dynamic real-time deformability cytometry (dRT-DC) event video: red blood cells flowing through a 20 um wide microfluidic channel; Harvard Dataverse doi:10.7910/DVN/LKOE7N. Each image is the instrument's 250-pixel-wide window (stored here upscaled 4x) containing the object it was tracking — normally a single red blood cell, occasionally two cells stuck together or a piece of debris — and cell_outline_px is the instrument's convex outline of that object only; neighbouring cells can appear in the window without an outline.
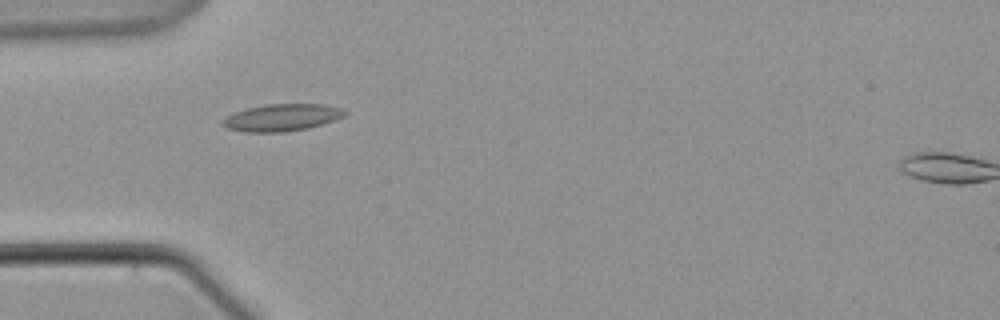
{"species": "common noctule bat (a hibernating species)", "species_latin": "Nyctalus noctula", "temperature_condition": "warm", "stored_images_in_passage": 42, "camera_frame_rate_fps": 3000, "um_per_image_px": 0.085, "animal": {"sex": "male", "body_mass_g": 21.5, "forearm_length_mm": 52.0}, "frame": {"image": 1, "passage_image": 1, "time_ms": 0.0, "image_size_px": [1000, 320], "cell_outline_px": [[348, 112], [344, 116], [336, 120], [308, 128], [284, 132], [244, 132], [228, 128], [220, 124], [220, 120], [236, 112], [248, 108], [268, 104], [324, 104], [344, 108]], "centroid_in_image_um": [24.0, 9.99], "position_along_channel_um": 61.0, "area_um2": 19.36}}
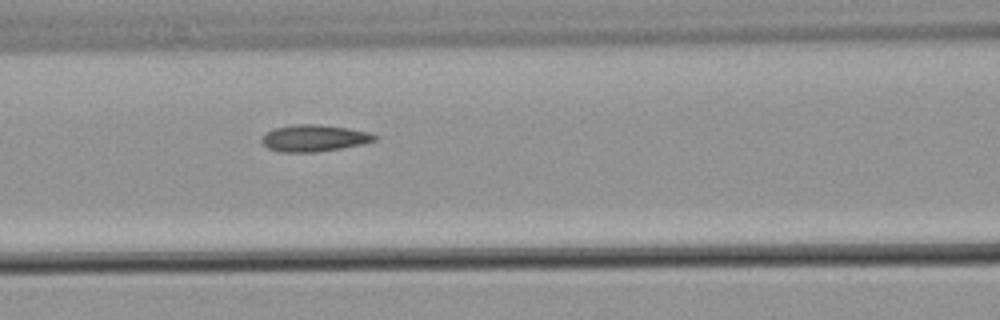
{"frame": {"image": 2, "passage_image": 8, "time_ms": 2.333, "image_size_px": [1000, 320], "cell_outline_px": [[380, 136], [376, 140], [364, 144], [316, 152], [280, 152], [268, 148], [260, 140], [260, 136], [276, 128], [292, 124], [320, 124], [348, 128], [368, 132]], "centroid_in_image_um": [26.71, 11.74], "position_along_channel_um": 139.9, "area_um2": 17.69}}
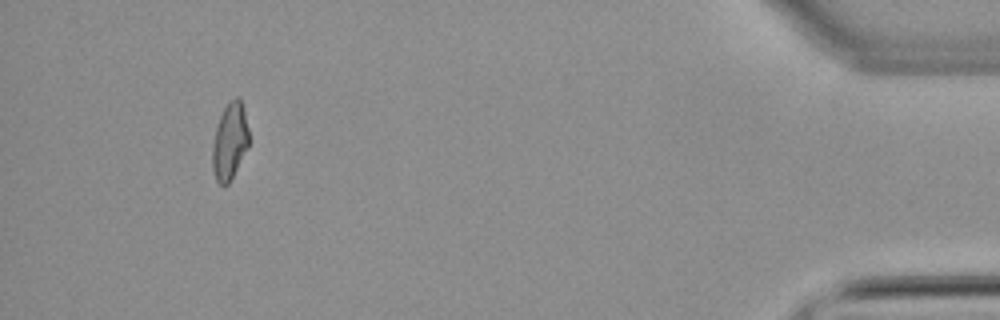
{"frame": {"image": 3, "passage_image": 38, "time_ms": 12.333, "image_size_px": [1000, 320], "cell_outline_px": [[248, 148], [228, 184], [220, 184], [216, 180], [212, 168], [212, 148], [216, 128], [220, 116], [224, 108], [236, 96], [240, 96], [244, 108], [248, 128]], "centroid_in_image_um": [19.53, 12.0], "position_along_channel_um": 415.7, "area_um2": 16.18}}